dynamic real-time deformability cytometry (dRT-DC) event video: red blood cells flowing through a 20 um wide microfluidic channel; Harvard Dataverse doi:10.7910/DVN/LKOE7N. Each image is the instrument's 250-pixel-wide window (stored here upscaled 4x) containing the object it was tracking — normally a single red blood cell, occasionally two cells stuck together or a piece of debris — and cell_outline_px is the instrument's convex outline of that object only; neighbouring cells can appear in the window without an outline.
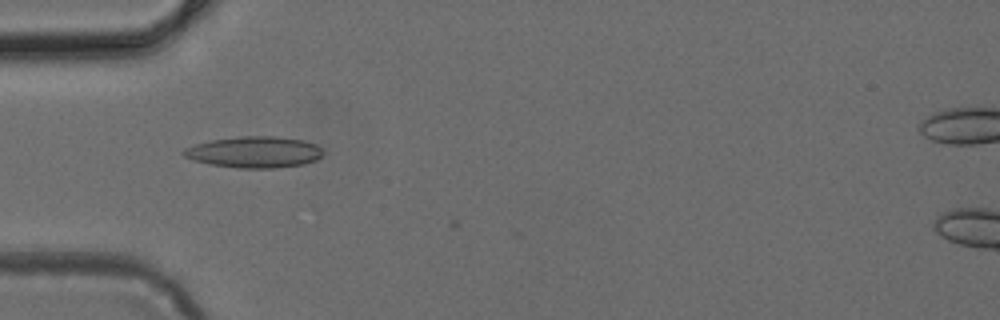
{"species": "common noctule bat (a hibernating species)", "species_latin": "Nyctalus noctula", "temperature_condition": "cold", "stored_images_in_passage": 4, "camera_frame_rate_fps": 3000, "um_per_image_px": 0.085, "animal": {"sex": "female", "body_mass_g": 24.6, "forearm_length_mm": 56.2}, "frame": {"image": 1, "passage_image": 3, "time_ms": 0.667, "image_size_px": [1000, 320], "cell_outline_px": [[324, 152], [316, 160], [304, 164], [276, 168], [236, 168], [208, 164], [184, 156], [180, 152], [184, 148], [196, 144], [212, 140], [240, 136], [276, 136], [304, 140], [316, 144]], "centroid_in_image_um": [21.62, 12.93], "position_along_channel_um": 63.4, "area_um2": 25.49}}